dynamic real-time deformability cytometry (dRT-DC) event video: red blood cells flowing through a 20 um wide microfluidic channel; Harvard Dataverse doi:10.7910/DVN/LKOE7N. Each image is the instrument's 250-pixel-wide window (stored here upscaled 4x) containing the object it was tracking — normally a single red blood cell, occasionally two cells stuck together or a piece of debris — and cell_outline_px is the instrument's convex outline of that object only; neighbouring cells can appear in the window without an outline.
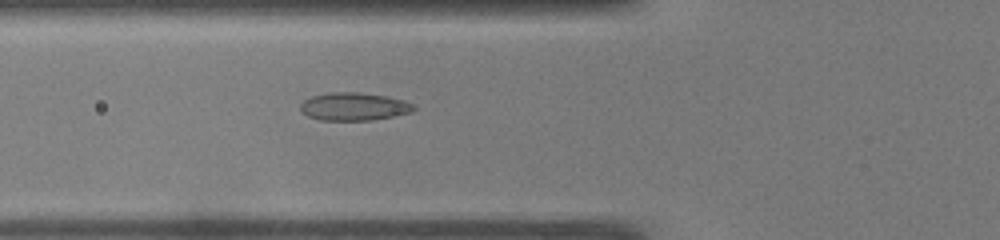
{"species": "common noctule bat (a hibernating species)", "species_latin": "Nyctalus noctula", "temperature_condition": "warm", "stored_images_in_passage": 26, "camera_frame_rate_fps": 3000, "um_per_image_px": 0.085, "animal": {"sex": "male", "body_mass_g": 19.0, "forearm_length_mm": 50.8}, "frame": {"image": 1, "passage_image": 4, "time_ms": 1.0, "image_size_px": [1000, 240], "cell_outline_px": [[416, 108], [412, 112], [372, 120], [320, 120], [308, 116], [300, 112], [300, 104], [304, 100], [312, 96], [328, 92], [360, 92], [388, 96], [404, 100], [412, 104]], "centroid_in_image_um": [30.06, 9.05], "position_along_channel_um": 95.7, "area_um2": 18.55}}
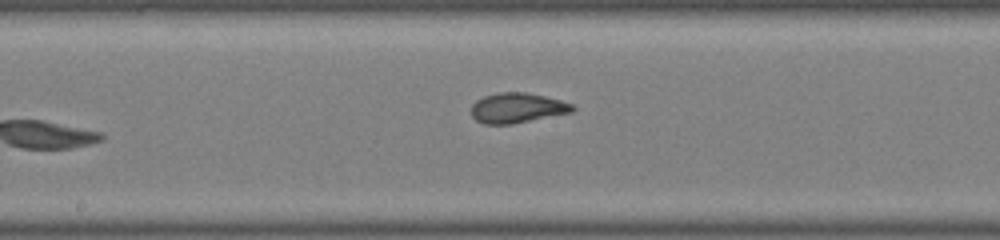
{"frame": {"image": 2, "passage_image": 12, "time_ms": 3.667, "image_size_px": [1000, 240], "cell_outline_px": [[576, 108], [572, 112], [512, 124], [484, 124], [476, 120], [472, 116], [472, 104], [476, 100], [484, 96], [500, 92], [528, 92], [560, 100], [572, 104]], "centroid_in_image_um": [43.96, 9.17], "position_along_channel_um": 204.2, "area_um2": 17.69}}
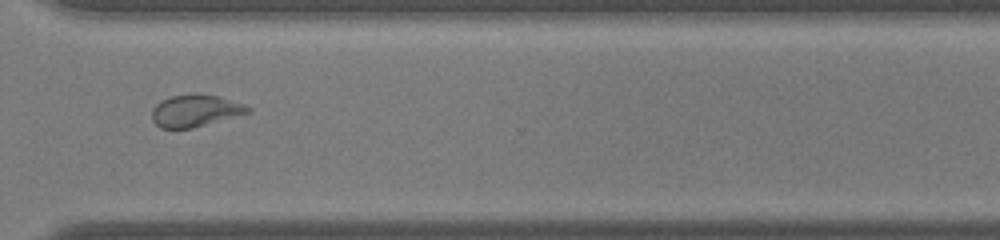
{"frame": {"image": 3, "passage_image": 23, "time_ms": 7.333, "image_size_px": [1000, 240], "cell_outline_px": [[252, 112], [192, 128], [160, 128], [152, 120], [152, 108], [156, 104], [172, 96], [216, 96], [244, 104], [252, 108]], "centroid_in_image_um": [16.61, 9.45], "position_along_channel_um": 354.0, "area_um2": 17.28}, "authors_computed_cell_mechanics": {"area_um2": 17.7446, "velocity_mm_per_s": 4.0664, "shape_relaxation_time_tau1_ms": null, "shape_relaxation_time_tau2_ms": 1.4665, "deformation_change_tau1": null, "deformation_change_tau2": 0.0603}}